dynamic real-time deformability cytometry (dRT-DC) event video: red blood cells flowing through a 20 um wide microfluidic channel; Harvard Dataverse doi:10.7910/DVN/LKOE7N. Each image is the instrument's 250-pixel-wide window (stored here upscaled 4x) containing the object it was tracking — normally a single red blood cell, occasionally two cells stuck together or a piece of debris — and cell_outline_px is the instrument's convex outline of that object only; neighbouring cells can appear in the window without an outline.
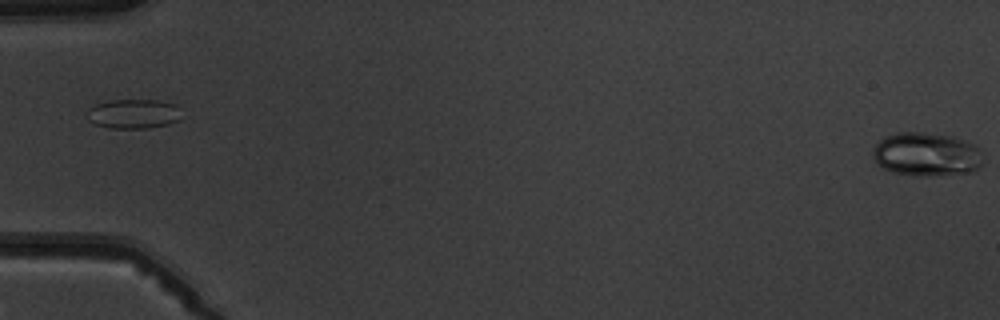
{"species": "common noctule bat (a hibernating species)", "species_latin": "Nyctalus noctula", "temperature_condition": "warm", "stored_images_in_passage": 6, "camera_frame_rate_fps": 3000, "um_per_image_px": 0.085, "animal": {"sex": "male", "body_mass_g": 19.5, "forearm_length_mm": 54.6}, "frame": {"image": 1, "passage_image": 1, "time_ms": 0.0, "image_size_px": [1000, 320], "cell_outline_px": [[984, 164], [980, 168], [972, 172], [924, 176], [916, 176], [892, 172], [876, 164], [872, 156], [872, 148], [880, 140], [888, 136], [900, 132], [924, 132], [952, 136], [976, 144], [980, 148]], "centroid_in_image_um": [78.78, 13.12], "position_along_channel_um": 6.2, "area_um2": 28.44}}